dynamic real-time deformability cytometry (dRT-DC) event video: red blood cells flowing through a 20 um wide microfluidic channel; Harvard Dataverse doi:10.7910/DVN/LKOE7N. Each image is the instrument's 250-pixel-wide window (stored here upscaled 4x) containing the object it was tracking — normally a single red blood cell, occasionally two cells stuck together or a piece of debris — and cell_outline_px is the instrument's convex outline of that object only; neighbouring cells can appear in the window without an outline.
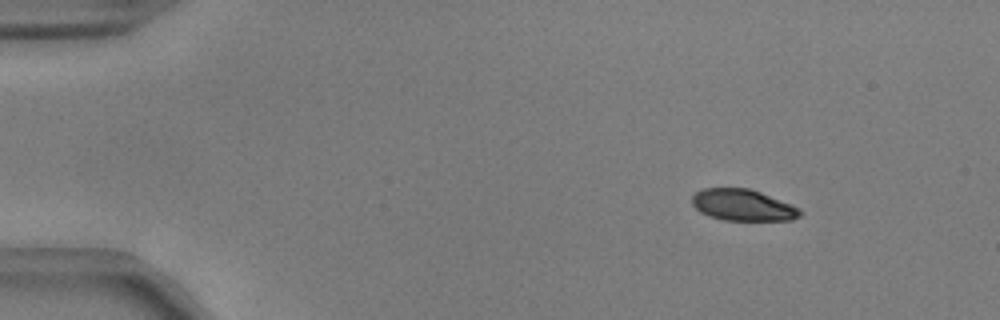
{"species": "common noctule bat (a hibernating species)", "species_latin": "Nyctalus noctula", "temperature_condition": "warm", "stored_images_in_passage": 13, "camera_frame_rate_fps": 3000, "um_per_image_px": 0.085, "animal": {"sex": "male", "body_mass_g": 17.9, "forearm_length_mm": 54.2}, "frame": {"image": 1, "passage_image": 7, "time_ms": 2.0, "image_size_px": [1000, 320], "cell_outline_px": [[804, 212], [800, 216], [792, 220], [724, 220], [708, 216], [700, 212], [692, 204], [692, 196], [696, 192], [704, 188], [748, 188], [760, 192], [792, 204], [800, 208]], "centroid_in_image_um": [63.16, 17.44], "position_along_channel_um": 21.8, "area_um2": 19.88}}